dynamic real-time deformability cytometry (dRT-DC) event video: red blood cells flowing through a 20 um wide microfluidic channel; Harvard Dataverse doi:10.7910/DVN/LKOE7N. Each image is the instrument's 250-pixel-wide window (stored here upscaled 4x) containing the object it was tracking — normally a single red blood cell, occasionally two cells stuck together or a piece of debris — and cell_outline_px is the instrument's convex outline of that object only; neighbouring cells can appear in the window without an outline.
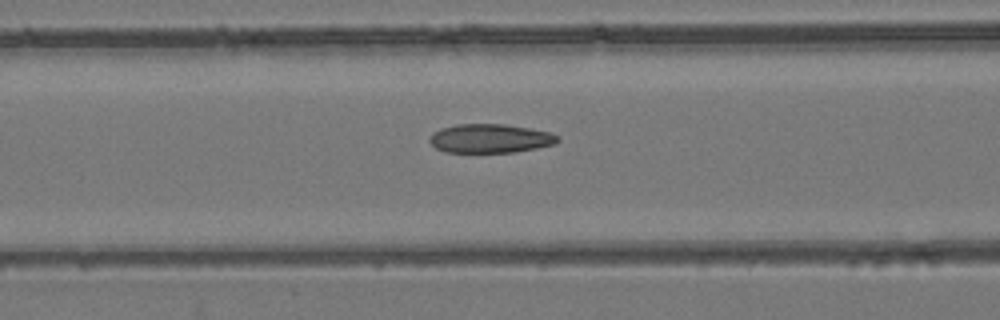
{"species": "common noctule bat (a hibernating species)", "species_latin": "Nyctalus noctula", "temperature_condition": "room temperature", "stored_images_in_passage": 54, "camera_frame_rate_fps": 3000, "um_per_image_px": 0.085, "animal": {"sex": "female", "body_mass_g": 24.6, "forearm_length_mm": 56.2}, "frame": {"image": 1, "passage_image": 20, "time_ms": 6.333, "image_size_px": [1000, 320], "cell_outline_px": [[560, 140], [556, 144], [536, 148], [512, 152], [444, 152], [436, 148], [428, 140], [432, 132], [440, 128], [456, 124], [504, 124], [528, 128], [548, 132], [560, 136]], "centroid_in_image_um": [41.65, 11.76], "position_along_channel_um": 125.0, "area_um2": 21.62}}
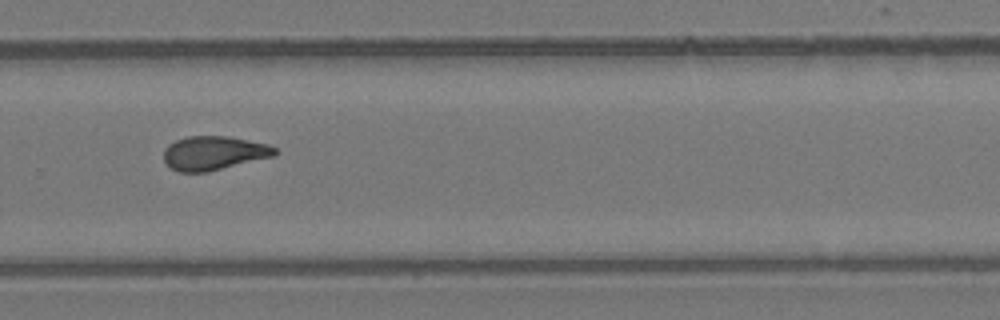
{"frame": {"image": 2, "passage_image": 35, "time_ms": 11.333, "image_size_px": [1000, 320], "cell_outline_px": [[280, 152], [276, 156], [208, 172], [180, 172], [172, 168], [164, 160], [164, 148], [168, 144], [176, 140], [188, 136], [228, 136], [268, 144], [276, 148]], "centroid_in_image_um": [18.22, 13.01], "position_along_channel_um": 311.6, "area_um2": 22.2}}
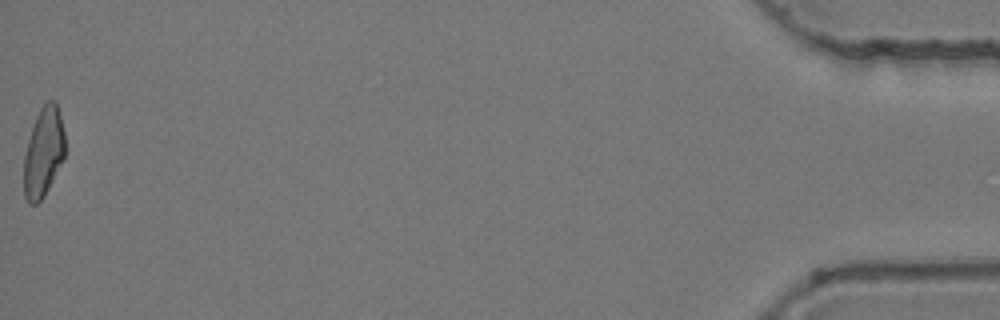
{"frame": {"image": 3, "passage_image": 54, "time_ms": 17.667, "image_size_px": [1000, 320], "cell_outline_px": [[64, 160], [44, 196], [36, 204], [28, 204], [24, 196], [24, 156], [32, 124], [40, 108], [48, 100], [56, 100], [60, 112], [64, 132]], "centroid_in_image_um": [3.7, 12.92], "position_along_channel_um": 431.5, "area_um2": 21.68}, "authors_computed_cell_mechanics": {"area_um2": 22.1374, "velocity_mm_per_s": 3.7356, "shape_relaxation_time_tau1_ms": null, "shape_relaxation_time_tau2_ms": 2.2637, "deformation_change_tau1": null, "deformation_change_tau2": 0.0909}}